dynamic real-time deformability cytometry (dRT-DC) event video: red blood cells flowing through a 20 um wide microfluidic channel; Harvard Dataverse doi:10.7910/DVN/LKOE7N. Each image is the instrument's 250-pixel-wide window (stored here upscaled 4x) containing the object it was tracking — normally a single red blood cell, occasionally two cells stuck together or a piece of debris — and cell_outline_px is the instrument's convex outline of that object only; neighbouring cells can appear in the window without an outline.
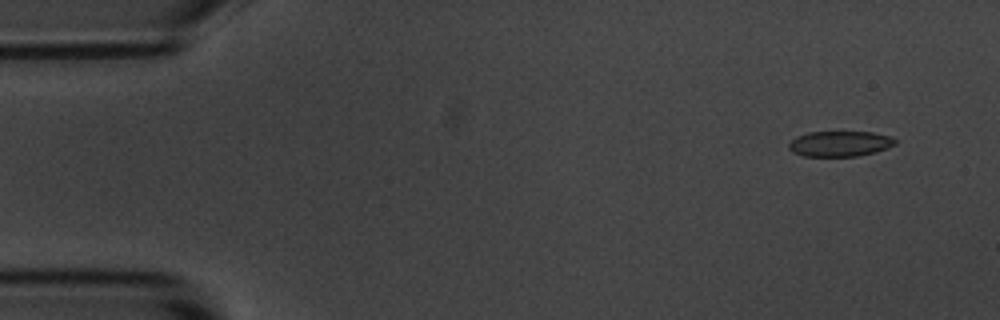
{"species": "common noctule bat (a hibernating species)", "species_latin": "Nyctalus noctula", "temperature_condition": "room temperature", "stored_images_in_passage": 4, "camera_frame_rate_fps": 3000, "um_per_image_px": 0.085, "animal": {"sex": "male", "body_mass_g": 20.1, "forearm_length_mm": 53.5}, "frame": {"image": 1, "passage_image": 1, "time_ms": 0.0, "image_size_px": [1000, 320], "cell_outline_px": [[896, 144], [888, 148], [856, 156], [804, 156], [792, 152], [788, 148], [788, 144], [796, 136], [808, 132], [872, 132], [892, 136], [896, 140]], "centroid_in_image_um": [71.38, 12.21], "position_along_channel_um": 13.6, "area_um2": 15.78}}
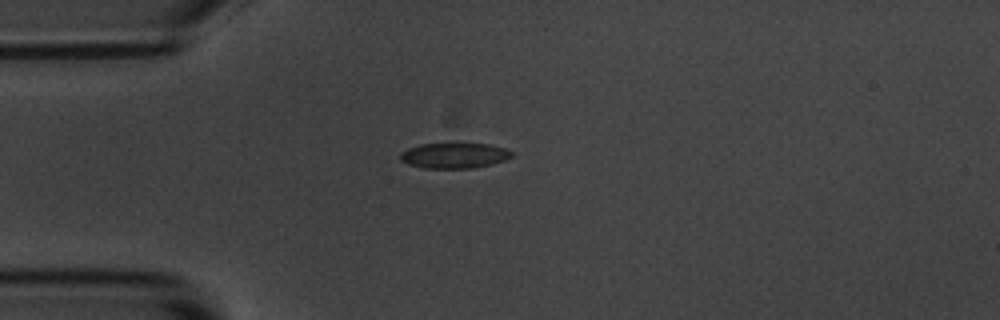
{"frame": {"image": 2, "passage_image": 4, "time_ms": 3.333, "image_size_px": [1000, 320], "cell_outline_px": [[512, 156], [504, 160], [492, 164], [472, 168], [424, 168], [408, 164], [400, 160], [400, 152], [408, 148], [420, 144], [488, 144], [504, 148], [512, 152]], "centroid_in_image_um": [38.58, 13.22], "position_along_channel_um": 46.4, "area_um2": 16.36}}